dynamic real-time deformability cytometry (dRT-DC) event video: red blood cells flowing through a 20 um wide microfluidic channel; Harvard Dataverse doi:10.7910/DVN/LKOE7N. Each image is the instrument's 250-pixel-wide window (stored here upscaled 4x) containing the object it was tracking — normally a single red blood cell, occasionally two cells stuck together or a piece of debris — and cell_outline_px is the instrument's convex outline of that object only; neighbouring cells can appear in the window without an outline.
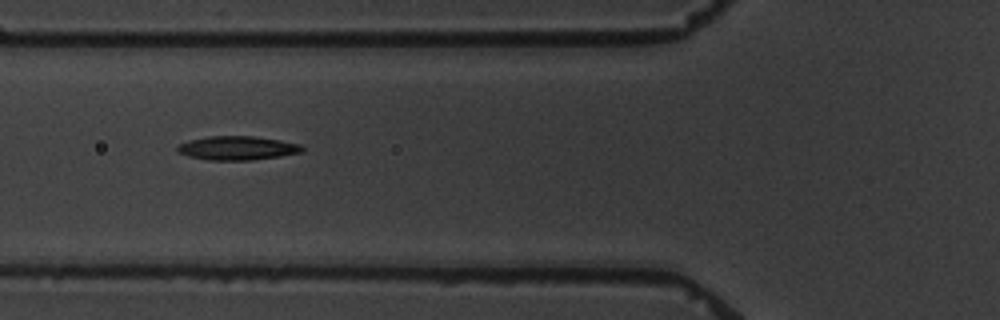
{"species": "common noctule bat (a hibernating species)", "species_latin": "Nyctalus noctula", "temperature_condition": "warm", "stored_images_in_passage": 3, "camera_frame_rate_fps": 3000, "um_per_image_px": 0.085, "animal": {"sex": "male", "body_mass_g": 19.5, "forearm_length_mm": 54.6}, "frame": {"image": 1, "passage_image": 2, "time_ms": 1.333, "image_size_px": [1000, 320], "cell_outline_px": [[304, 152], [280, 156], [252, 160], [208, 160], [188, 156], [180, 152], [176, 148], [180, 144], [188, 140], [208, 136], [252, 136], [280, 140], [300, 144], [304, 148]], "centroid_in_image_um": [20.2, 12.58], "position_along_channel_um": 105.6, "area_um2": 17.34}}
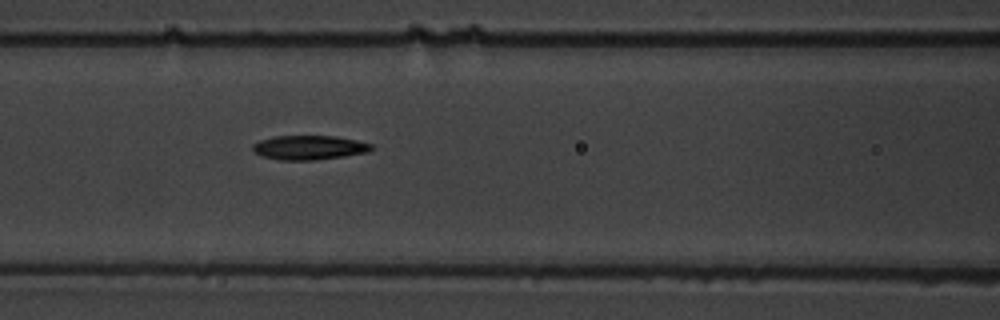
{"frame": {"image": 2, "passage_image": 3, "time_ms": 2.333, "image_size_px": [1000, 320], "cell_outline_px": [[372, 148], [368, 152], [344, 156], [316, 160], [280, 160], [260, 156], [252, 152], [252, 144], [260, 140], [272, 136], [336, 136], [356, 140], [372, 144]], "centroid_in_image_um": [26.22, 12.54], "position_along_channel_um": 140.4, "area_um2": 16.94}}